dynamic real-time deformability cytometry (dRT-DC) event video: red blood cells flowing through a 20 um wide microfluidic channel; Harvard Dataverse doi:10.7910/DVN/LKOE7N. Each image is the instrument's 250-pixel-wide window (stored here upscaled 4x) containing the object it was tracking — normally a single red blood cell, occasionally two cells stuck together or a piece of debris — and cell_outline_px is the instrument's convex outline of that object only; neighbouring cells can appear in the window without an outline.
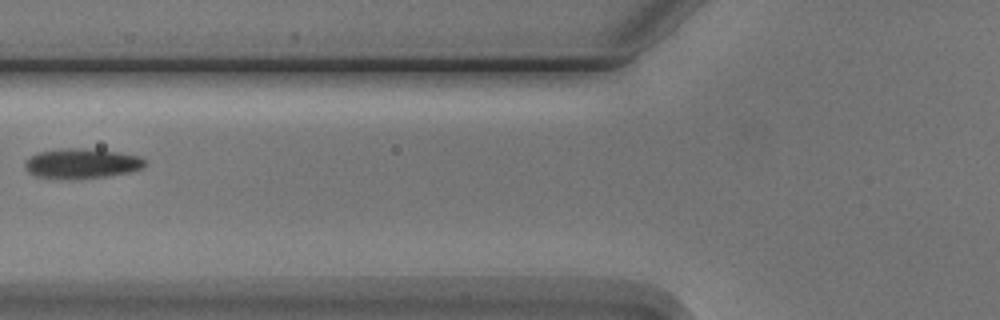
{"species": "Egyptian fruit bat (a non-hibernating species)", "species_latin": "Rousettus aegyptiacus", "temperature_condition": "cold", "stored_images_in_passage": 4, "camera_frame_rate_fps": 3000, "um_per_image_px": 0.085, "animal": {"sex": "male"}, "frame": {"image": 1, "passage_image": 4, "time_ms": 4.333, "image_size_px": [1000, 320], "cell_outline_px": [[148, 164], [140, 168], [128, 172], [108, 176], [72, 180], [60, 180], [36, 176], [28, 172], [24, 164], [32, 156], [40, 152], [68, 148], [80, 148], [116, 152], [140, 156]], "centroid_in_image_um": [6.94, 13.93], "position_along_channel_um": 118.9, "area_um2": 20.87}}